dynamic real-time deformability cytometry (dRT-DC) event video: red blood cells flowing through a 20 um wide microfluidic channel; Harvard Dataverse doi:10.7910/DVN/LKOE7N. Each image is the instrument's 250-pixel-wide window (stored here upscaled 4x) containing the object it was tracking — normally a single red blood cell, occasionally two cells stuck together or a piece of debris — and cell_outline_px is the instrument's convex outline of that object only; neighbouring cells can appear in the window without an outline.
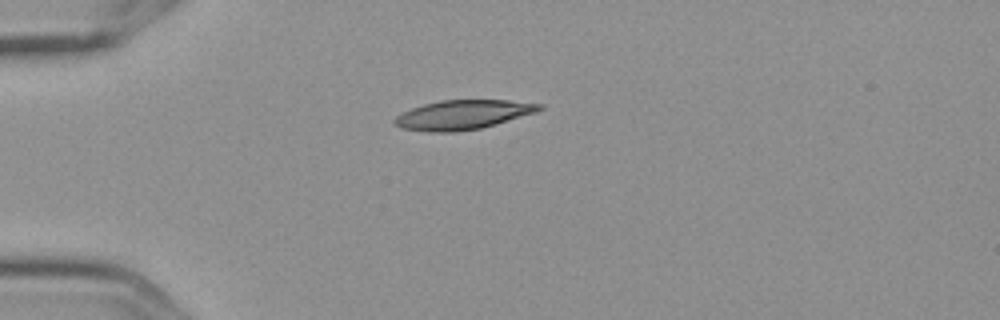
{"species": "Egyptian fruit bat (a non-hibernating species)", "species_latin": "Rousettus aegyptiacus", "temperature_condition": "cold", "stored_images_in_passage": 4, "camera_frame_rate_fps": 3000, "um_per_image_px": 0.085, "frame": {"image": 1, "passage_image": 4, "time_ms": 1.0, "image_size_px": [1000, 320], "cell_outline_px": [[544, 108], [536, 112], [480, 128], [452, 132], [428, 132], [400, 128], [392, 120], [396, 116], [412, 108], [424, 104], [440, 100], [508, 100], [544, 104]], "centroid_in_image_um": [39.33, 9.75], "position_along_channel_um": 45.7, "area_um2": 24.57}}